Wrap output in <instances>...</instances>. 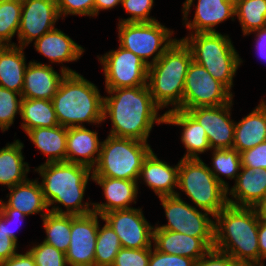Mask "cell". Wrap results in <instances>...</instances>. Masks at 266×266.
I'll return each instance as SVG.
<instances>
[{
    "instance_id": "6da1fadb",
    "label": "cell",
    "mask_w": 266,
    "mask_h": 266,
    "mask_svg": "<svg viewBox=\"0 0 266 266\" xmlns=\"http://www.w3.org/2000/svg\"><path fill=\"white\" fill-rule=\"evenodd\" d=\"M103 117L109 119L112 128L108 135L148 142L154 123L165 124V116L158 115L160 108L154 103L147 85L106 89Z\"/></svg>"
},
{
    "instance_id": "7a4b0ae2",
    "label": "cell",
    "mask_w": 266,
    "mask_h": 266,
    "mask_svg": "<svg viewBox=\"0 0 266 266\" xmlns=\"http://www.w3.org/2000/svg\"><path fill=\"white\" fill-rule=\"evenodd\" d=\"M35 171L42 177L40 185L49 211L70 215H87L94 212L93 203H82L86 185L89 179L93 180L90 168L69 162H45ZM55 203L66 207V211L55 206Z\"/></svg>"
},
{
    "instance_id": "3957f363",
    "label": "cell",
    "mask_w": 266,
    "mask_h": 266,
    "mask_svg": "<svg viewBox=\"0 0 266 266\" xmlns=\"http://www.w3.org/2000/svg\"><path fill=\"white\" fill-rule=\"evenodd\" d=\"M214 249L244 266H260L259 218L253 207L227 205L215 217Z\"/></svg>"
},
{
    "instance_id": "277c9868",
    "label": "cell",
    "mask_w": 266,
    "mask_h": 266,
    "mask_svg": "<svg viewBox=\"0 0 266 266\" xmlns=\"http://www.w3.org/2000/svg\"><path fill=\"white\" fill-rule=\"evenodd\" d=\"M59 125L84 126L82 123L101 124L104 121V97L98 87L81 74H66L52 98Z\"/></svg>"
},
{
    "instance_id": "5b68a950",
    "label": "cell",
    "mask_w": 266,
    "mask_h": 266,
    "mask_svg": "<svg viewBox=\"0 0 266 266\" xmlns=\"http://www.w3.org/2000/svg\"><path fill=\"white\" fill-rule=\"evenodd\" d=\"M192 53L182 39H176L158 61L148 66L147 86L160 108L182 110L184 82ZM174 106V107H173Z\"/></svg>"
},
{
    "instance_id": "8992f818",
    "label": "cell",
    "mask_w": 266,
    "mask_h": 266,
    "mask_svg": "<svg viewBox=\"0 0 266 266\" xmlns=\"http://www.w3.org/2000/svg\"><path fill=\"white\" fill-rule=\"evenodd\" d=\"M181 39L189 47L192 60L231 91L233 78L243 61L229 36L219 32L190 33Z\"/></svg>"
},
{
    "instance_id": "52a82bcc",
    "label": "cell",
    "mask_w": 266,
    "mask_h": 266,
    "mask_svg": "<svg viewBox=\"0 0 266 266\" xmlns=\"http://www.w3.org/2000/svg\"><path fill=\"white\" fill-rule=\"evenodd\" d=\"M151 151L148 142L108 135L102 141L92 175L138 181L142 164Z\"/></svg>"
},
{
    "instance_id": "ba28073f",
    "label": "cell",
    "mask_w": 266,
    "mask_h": 266,
    "mask_svg": "<svg viewBox=\"0 0 266 266\" xmlns=\"http://www.w3.org/2000/svg\"><path fill=\"white\" fill-rule=\"evenodd\" d=\"M178 189L185 192L198 209L207 211L214 217L228 205L227 189L200 158H181Z\"/></svg>"
},
{
    "instance_id": "9c48e42d",
    "label": "cell",
    "mask_w": 266,
    "mask_h": 266,
    "mask_svg": "<svg viewBox=\"0 0 266 266\" xmlns=\"http://www.w3.org/2000/svg\"><path fill=\"white\" fill-rule=\"evenodd\" d=\"M117 28L120 46L136 54L148 66L158 61L176 40L171 37L174 31L158 21L118 23Z\"/></svg>"
},
{
    "instance_id": "30bf717a",
    "label": "cell",
    "mask_w": 266,
    "mask_h": 266,
    "mask_svg": "<svg viewBox=\"0 0 266 266\" xmlns=\"http://www.w3.org/2000/svg\"><path fill=\"white\" fill-rule=\"evenodd\" d=\"M165 210L168 223L155 226L163 229L201 238L211 249L214 248V216L207 211H199L195 206L187 204L180 194L159 197ZM203 211V212H202ZM209 215L213 219L209 218Z\"/></svg>"
},
{
    "instance_id": "8fae6325",
    "label": "cell",
    "mask_w": 266,
    "mask_h": 266,
    "mask_svg": "<svg viewBox=\"0 0 266 266\" xmlns=\"http://www.w3.org/2000/svg\"><path fill=\"white\" fill-rule=\"evenodd\" d=\"M232 101V92L192 60L185 77L182 110L215 107Z\"/></svg>"
},
{
    "instance_id": "7c38bea8",
    "label": "cell",
    "mask_w": 266,
    "mask_h": 266,
    "mask_svg": "<svg viewBox=\"0 0 266 266\" xmlns=\"http://www.w3.org/2000/svg\"><path fill=\"white\" fill-rule=\"evenodd\" d=\"M105 75V89L147 85L148 65L136 54L119 45L101 57L98 56Z\"/></svg>"
},
{
    "instance_id": "4fadbf2b",
    "label": "cell",
    "mask_w": 266,
    "mask_h": 266,
    "mask_svg": "<svg viewBox=\"0 0 266 266\" xmlns=\"http://www.w3.org/2000/svg\"><path fill=\"white\" fill-rule=\"evenodd\" d=\"M119 237L122 248H151L153 229L145 219L141 208L115 210L102 215ZM152 239V240H151Z\"/></svg>"
},
{
    "instance_id": "5bb4252c",
    "label": "cell",
    "mask_w": 266,
    "mask_h": 266,
    "mask_svg": "<svg viewBox=\"0 0 266 266\" xmlns=\"http://www.w3.org/2000/svg\"><path fill=\"white\" fill-rule=\"evenodd\" d=\"M56 0H27L22 3L21 19L18 29V43L27 47L45 33L55 29L60 19Z\"/></svg>"
},
{
    "instance_id": "9a60e30c",
    "label": "cell",
    "mask_w": 266,
    "mask_h": 266,
    "mask_svg": "<svg viewBox=\"0 0 266 266\" xmlns=\"http://www.w3.org/2000/svg\"><path fill=\"white\" fill-rule=\"evenodd\" d=\"M96 212L71 215V238L66 260L68 266H94L99 221Z\"/></svg>"
},
{
    "instance_id": "2e32d148",
    "label": "cell",
    "mask_w": 266,
    "mask_h": 266,
    "mask_svg": "<svg viewBox=\"0 0 266 266\" xmlns=\"http://www.w3.org/2000/svg\"><path fill=\"white\" fill-rule=\"evenodd\" d=\"M233 101L215 107H198L187 112L204 128L211 150L233 147L235 122L230 118Z\"/></svg>"
},
{
    "instance_id": "e0dca14e",
    "label": "cell",
    "mask_w": 266,
    "mask_h": 266,
    "mask_svg": "<svg viewBox=\"0 0 266 266\" xmlns=\"http://www.w3.org/2000/svg\"><path fill=\"white\" fill-rule=\"evenodd\" d=\"M195 0H186L183 3V23L191 33L217 32L214 27L229 18L234 20L235 0H197L195 15L192 21L188 20L190 8ZM195 30V31H194Z\"/></svg>"
},
{
    "instance_id": "ac0fdd59",
    "label": "cell",
    "mask_w": 266,
    "mask_h": 266,
    "mask_svg": "<svg viewBox=\"0 0 266 266\" xmlns=\"http://www.w3.org/2000/svg\"><path fill=\"white\" fill-rule=\"evenodd\" d=\"M27 65L21 92L22 98L25 99L52 100L65 75L78 73L69 67L61 66V74L59 75L51 65L37 63L34 60Z\"/></svg>"
},
{
    "instance_id": "d6986e66",
    "label": "cell",
    "mask_w": 266,
    "mask_h": 266,
    "mask_svg": "<svg viewBox=\"0 0 266 266\" xmlns=\"http://www.w3.org/2000/svg\"><path fill=\"white\" fill-rule=\"evenodd\" d=\"M93 181L102 187L105 203H93L94 212L100 216L115 210L131 209V203L136 204L138 181L93 177Z\"/></svg>"
},
{
    "instance_id": "ffe728a7",
    "label": "cell",
    "mask_w": 266,
    "mask_h": 266,
    "mask_svg": "<svg viewBox=\"0 0 266 266\" xmlns=\"http://www.w3.org/2000/svg\"><path fill=\"white\" fill-rule=\"evenodd\" d=\"M178 173L179 162L175 166H170L158 159L152 150L142 164L139 178L143 179L146 186L151 188L158 198L175 196L178 193L174 190L178 187Z\"/></svg>"
},
{
    "instance_id": "44dd1931",
    "label": "cell",
    "mask_w": 266,
    "mask_h": 266,
    "mask_svg": "<svg viewBox=\"0 0 266 266\" xmlns=\"http://www.w3.org/2000/svg\"><path fill=\"white\" fill-rule=\"evenodd\" d=\"M227 194L232 197H227L229 205L253 207L266 194V169L241 167L234 186L227 189Z\"/></svg>"
},
{
    "instance_id": "7402d4cb",
    "label": "cell",
    "mask_w": 266,
    "mask_h": 266,
    "mask_svg": "<svg viewBox=\"0 0 266 266\" xmlns=\"http://www.w3.org/2000/svg\"><path fill=\"white\" fill-rule=\"evenodd\" d=\"M66 144V162L80 164L91 170L97 164L102 144L97 132L85 126L67 128Z\"/></svg>"
},
{
    "instance_id": "603a6c76",
    "label": "cell",
    "mask_w": 266,
    "mask_h": 266,
    "mask_svg": "<svg viewBox=\"0 0 266 266\" xmlns=\"http://www.w3.org/2000/svg\"><path fill=\"white\" fill-rule=\"evenodd\" d=\"M165 123L182 126L181 142L186 148V153L182 158H200L199 153L211 150L206 132L185 110H170L164 113Z\"/></svg>"
},
{
    "instance_id": "cb8c5ba5",
    "label": "cell",
    "mask_w": 266,
    "mask_h": 266,
    "mask_svg": "<svg viewBox=\"0 0 266 266\" xmlns=\"http://www.w3.org/2000/svg\"><path fill=\"white\" fill-rule=\"evenodd\" d=\"M153 243L160 252L189 257L196 262L211 249L201 238L163 229H153Z\"/></svg>"
},
{
    "instance_id": "d4e9b609",
    "label": "cell",
    "mask_w": 266,
    "mask_h": 266,
    "mask_svg": "<svg viewBox=\"0 0 266 266\" xmlns=\"http://www.w3.org/2000/svg\"><path fill=\"white\" fill-rule=\"evenodd\" d=\"M266 141V101L262 99L258 106L239 122L235 121L233 147L239 153L251 149Z\"/></svg>"
},
{
    "instance_id": "484cf974",
    "label": "cell",
    "mask_w": 266,
    "mask_h": 266,
    "mask_svg": "<svg viewBox=\"0 0 266 266\" xmlns=\"http://www.w3.org/2000/svg\"><path fill=\"white\" fill-rule=\"evenodd\" d=\"M9 191L7 202L0 199V208H13L26 216L40 213L41 218L48 213V205L44 200L38 179H26L24 182L9 188ZM44 210L46 212H43Z\"/></svg>"
},
{
    "instance_id": "4316f807",
    "label": "cell",
    "mask_w": 266,
    "mask_h": 266,
    "mask_svg": "<svg viewBox=\"0 0 266 266\" xmlns=\"http://www.w3.org/2000/svg\"><path fill=\"white\" fill-rule=\"evenodd\" d=\"M35 50L48 58L51 63L77 61L85 51L68 35L58 28L45 33L34 42Z\"/></svg>"
},
{
    "instance_id": "83f0119b",
    "label": "cell",
    "mask_w": 266,
    "mask_h": 266,
    "mask_svg": "<svg viewBox=\"0 0 266 266\" xmlns=\"http://www.w3.org/2000/svg\"><path fill=\"white\" fill-rule=\"evenodd\" d=\"M23 47L0 46V86L21 94L26 70Z\"/></svg>"
},
{
    "instance_id": "f1b7e54d",
    "label": "cell",
    "mask_w": 266,
    "mask_h": 266,
    "mask_svg": "<svg viewBox=\"0 0 266 266\" xmlns=\"http://www.w3.org/2000/svg\"><path fill=\"white\" fill-rule=\"evenodd\" d=\"M27 136L42 154L48 156V162H66L67 128L40 127L29 130Z\"/></svg>"
},
{
    "instance_id": "f546056e",
    "label": "cell",
    "mask_w": 266,
    "mask_h": 266,
    "mask_svg": "<svg viewBox=\"0 0 266 266\" xmlns=\"http://www.w3.org/2000/svg\"><path fill=\"white\" fill-rule=\"evenodd\" d=\"M23 147L17 139L0 149V185H6L8 189L28 179L30 167L24 162Z\"/></svg>"
},
{
    "instance_id": "4dcf8cb0",
    "label": "cell",
    "mask_w": 266,
    "mask_h": 266,
    "mask_svg": "<svg viewBox=\"0 0 266 266\" xmlns=\"http://www.w3.org/2000/svg\"><path fill=\"white\" fill-rule=\"evenodd\" d=\"M20 115L26 133L34 128L59 125L52 100L22 98Z\"/></svg>"
},
{
    "instance_id": "1f68e13d",
    "label": "cell",
    "mask_w": 266,
    "mask_h": 266,
    "mask_svg": "<svg viewBox=\"0 0 266 266\" xmlns=\"http://www.w3.org/2000/svg\"><path fill=\"white\" fill-rule=\"evenodd\" d=\"M42 220L46 233L43 242L66 254L71 238V215L48 211Z\"/></svg>"
},
{
    "instance_id": "d6a6232c",
    "label": "cell",
    "mask_w": 266,
    "mask_h": 266,
    "mask_svg": "<svg viewBox=\"0 0 266 266\" xmlns=\"http://www.w3.org/2000/svg\"><path fill=\"white\" fill-rule=\"evenodd\" d=\"M235 16L244 36L266 27V0H235Z\"/></svg>"
},
{
    "instance_id": "836d02e7",
    "label": "cell",
    "mask_w": 266,
    "mask_h": 266,
    "mask_svg": "<svg viewBox=\"0 0 266 266\" xmlns=\"http://www.w3.org/2000/svg\"><path fill=\"white\" fill-rule=\"evenodd\" d=\"M212 167L209 170L226 189H229V185L219 175L225 176L228 179L236 180L239 171L241 170V155L234 149H214L212 154Z\"/></svg>"
},
{
    "instance_id": "e575fe53",
    "label": "cell",
    "mask_w": 266,
    "mask_h": 266,
    "mask_svg": "<svg viewBox=\"0 0 266 266\" xmlns=\"http://www.w3.org/2000/svg\"><path fill=\"white\" fill-rule=\"evenodd\" d=\"M121 248L119 237L105 221L102 228L98 227L94 266H112Z\"/></svg>"
},
{
    "instance_id": "d590c367",
    "label": "cell",
    "mask_w": 266,
    "mask_h": 266,
    "mask_svg": "<svg viewBox=\"0 0 266 266\" xmlns=\"http://www.w3.org/2000/svg\"><path fill=\"white\" fill-rule=\"evenodd\" d=\"M21 10V2L0 0V46L16 45L11 43V40L18 34Z\"/></svg>"
},
{
    "instance_id": "8d00e7d4",
    "label": "cell",
    "mask_w": 266,
    "mask_h": 266,
    "mask_svg": "<svg viewBox=\"0 0 266 266\" xmlns=\"http://www.w3.org/2000/svg\"><path fill=\"white\" fill-rule=\"evenodd\" d=\"M19 97V99L17 98ZM21 94L0 86V129L6 131L14 123L15 115H20Z\"/></svg>"
},
{
    "instance_id": "74e56055",
    "label": "cell",
    "mask_w": 266,
    "mask_h": 266,
    "mask_svg": "<svg viewBox=\"0 0 266 266\" xmlns=\"http://www.w3.org/2000/svg\"><path fill=\"white\" fill-rule=\"evenodd\" d=\"M36 266H68L66 254L45 242L34 245L28 250Z\"/></svg>"
},
{
    "instance_id": "f35d334b",
    "label": "cell",
    "mask_w": 266,
    "mask_h": 266,
    "mask_svg": "<svg viewBox=\"0 0 266 266\" xmlns=\"http://www.w3.org/2000/svg\"><path fill=\"white\" fill-rule=\"evenodd\" d=\"M153 3L154 0H121V6L131 17L119 19V23L157 21L155 17H149Z\"/></svg>"
},
{
    "instance_id": "ab89813d",
    "label": "cell",
    "mask_w": 266,
    "mask_h": 266,
    "mask_svg": "<svg viewBox=\"0 0 266 266\" xmlns=\"http://www.w3.org/2000/svg\"><path fill=\"white\" fill-rule=\"evenodd\" d=\"M151 248H121L112 266H148Z\"/></svg>"
},
{
    "instance_id": "60d3db41",
    "label": "cell",
    "mask_w": 266,
    "mask_h": 266,
    "mask_svg": "<svg viewBox=\"0 0 266 266\" xmlns=\"http://www.w3.org/2000/svg\"><path fill=\"white\" fill-rule=\"evenodd\" d=\"M60 17L66 15L94 16L95 0H56Z\"/></svg>"
},
{
    "instance_id": "b9f144b4",
    "label": "cell",
    "mask_w": 266,
    "mask_h": 266,
    "mask_svg": "<svg viewBox=\"0 0 266 266\" xmlns=\"http://www.w3.org/2000/svg\"><path fill=\"white\" fill-rule=\"evenodd\" d=\"M151 247V254L148 266H195L196 261L189 257L171 255L158 251ZM153 250V251H152Z\"/></svg>"
},
{
    "instance_id": "7bdbcfd3",
    "label": "cell",
    "mask_w": 266,
    "mask_h": 266,
    "mask_svg": "<svg viewBox=\"0 0 266 266\" xmlns=\"http://www.w3.org/2000/svg\"><path fill=\"white\" fill-rule=\"evenodd\" d=\"M242 167L266 169V141L240 153Z\"/></svg>"
},
{
    "instance_id": "ee69618b",
    "label": "cell",
    "mask_w": 266,
    "mask_h": 266,
    "mask_svg": "<svg viewBox=\"0 0 266 266\" xmlns=\"http://www.w3.org/2000/svg\"><path fill=\"white\" fill-rule=\"evenodd\" d=\"M195 266H244L236 262L230 255L216 249H210L201 257Z\"/></svg>"
},
{
    "instance_id": "f6af8a7d",
    "label": "cell",
    "mask_w": 266,
    "mask_h": 266,
    "mask_svg": "<svg viewBox=\"0 0 266 266\" xmlns=\"http://www.w3.org/2000/svg\"><path fill=\"white\" fill-rule=\"evenodd\" d=\"M17 245L5 230V217L0 213V263L17 253Z\"/></svg>"
},
{
    "instance_id": "bcb514c9",
    "label": "cell",
    "mask_w": 266,
    "mask_h": 266,
    "mask_svg": "<svg viewBox=\"0 0 266 266\" xmlns=\"http://www.w3.org/2000/svg\"><path fill=\"white\" fill-rule=\"evenodd\" d=\"M0 213L5 217V230L7 231V233H9V237H11L12 239H14L17 242V236L15 235L16 230H18V226L16 225V227L14 228H9L10 225H13L14 220L17 223L18 221L26 217V215H24L22 212H20L19 210L13 209V208H0ZM15 223V224H16ZM14 224V226H15ZM18 224V223H17ZM13 227V226H12Z\"/></svg>"
},
{
    "instance_id": "7dc6e473",
    "label": "cell",
    "mask_w": 266,
    "mask_h": 266,
    "mask_svg": "<svg viewBox=\"0 0 266 266\" xmlns=\"http://www.w3.org/2000/svg\"><path fill=\"white\" fill-rule=\"evenodd\" d=\"M0 266H36L35 260L29 251L24 254L16 253L11 258L0 263Z\"/></svg>"
},
{
    "instance_id": "c3c4849f",
    "label": "cell",
    "mask_w": 266,
    "mask_h": 266,
    "mask_svg": "<svg viewBox=\"0 0 266 266\" xmlns=\"http://www.w3.org/2000/svg\"><path fill=\"white\" fill-rule=\"evenodd\" d=\"M258 246H259V253H260V266H264V263H265L264 260L266 259V221L265 220H259Z\"/></svg>"
},
{
    "instance_id": "681fc988",
    "label": "cell",
    "mask_w": 266,
    "mask_h": 266,
    "mask_svg": "<svg viewBox=\"0 0 266 266\" xmlns=\"http://www.w3.org/2000/svg\"><path fill=\"white\" fill-rule=\"evenodd\" d=\"M256 32V49L260 57L266 60V27L253 31Z\"/></svg>"
},
{
    "instance_id": "f907efd6",
    "label": "cell",
    "mask_w": 266,
    "mask_h": 266,
    "mask_svg": "<svg viewBox=\"0 0 266 266\" xmlns=\"http://www.w3.org/2000/svg\"><path fill=\"white\" fill-rule=\"evenodd\" d=\"M121 4V0H95L94 16L99 14V11L108 10Z\"/></svg>"
},
{
    "instance_id": "816d5d0a",
    "label": "cell",
    "mask_w": 266,
    "mask_h": 266,
    "mask_svg": "<svg viewBox=\"0 0 266 266\" xmlns=\"http://www.w3.org/2000/svg\"><path fill=\"white\" fill-rule=\"evenodd\" d=\"M253 208L256 211V214L260 220L266 221V194L263 196V198L257 202Z\"/></svg>"
},
{
    "instance_id": "f5cc1de1",
    "label": "cell",
    "mask_w": 266,
    "mask_h": 266,
    "mask_svg": "<svg viewBox=\"0 0 266 266\" xmlns=\"http://www.w3.org/2000/svg\"><path fill=\"white\" fill-rule=\"evenodd\" d=\"M12 1H18V2L23 3V2H26L27 0H12Z\"/></svg>"
}]
</instances>
